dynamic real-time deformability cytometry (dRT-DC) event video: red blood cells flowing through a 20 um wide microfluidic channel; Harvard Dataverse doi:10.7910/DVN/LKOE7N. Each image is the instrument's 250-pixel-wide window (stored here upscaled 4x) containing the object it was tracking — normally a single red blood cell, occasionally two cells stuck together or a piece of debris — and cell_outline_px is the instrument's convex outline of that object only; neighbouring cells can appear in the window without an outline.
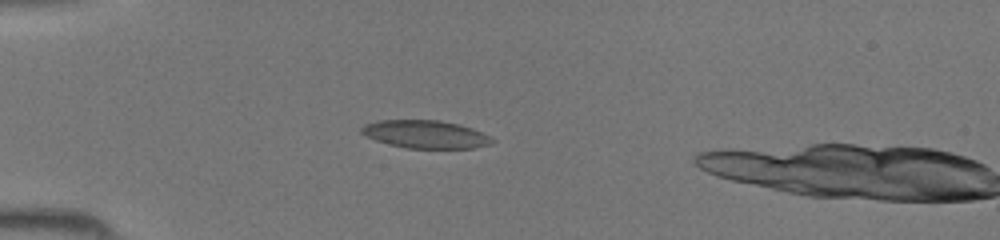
{"species": "common noctule bat (a hibernating species)", "species_latin": "Nyctalus noctula", "temperature_condition": "room temperature", "stored_images_in_passage": 15, "camera_frame_rate_fps": 3000, "um_per_image_px": 0.085, "animal": {"sex": "female", "body_mass_g": 19.5, "forearm_length_mm": 54.1}, "frame": {"image": 1, "passage_image": 13, "time_ms": 4.0, "image_size_px": [1000, 240], "cell_outline_px": [[492, 140], [488, 144], [472, 148], [408, 148], [376, 140], [360, 132], [360, 128], [368, 124], [380, 120], [436, 120], [456, 124], [472, 128], [488, 136]], "centroid_in_image_um": [36.13, 11.41], "position_along_channel_um": 48.9, "area_um2": 20.58}}